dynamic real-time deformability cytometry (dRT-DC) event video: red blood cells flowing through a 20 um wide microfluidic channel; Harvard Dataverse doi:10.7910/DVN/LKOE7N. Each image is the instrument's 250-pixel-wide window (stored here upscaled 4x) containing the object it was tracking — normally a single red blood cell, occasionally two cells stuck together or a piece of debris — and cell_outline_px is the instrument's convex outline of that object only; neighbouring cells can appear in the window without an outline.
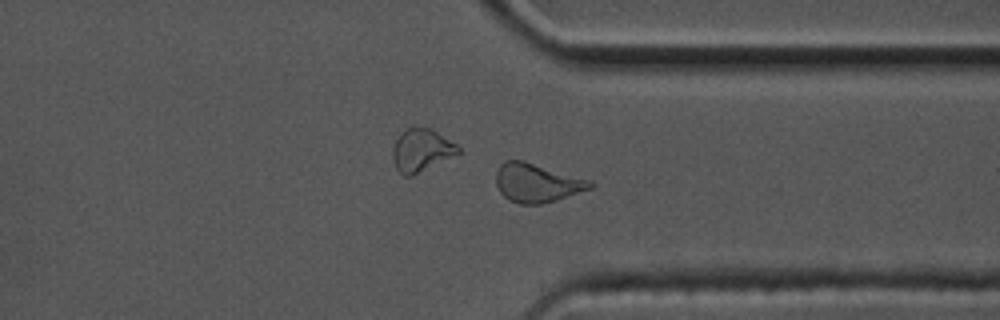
{"species": "common noctule bat (a hibernating species)", "species_latin": "Nyctalus noctula", "temperature_condition": "cold", "stored_images_in_passage": 48, "camera_frame_rate_fps": 3000, "um_per_image_px": 0.085, "animal": {"sex": "male", "body_mass_g": 17.5, "forearm_length_mm": 52.3}, "frame": {"image": 1, "passage_image": 35, "time_ms": 11.333, "image_size_px": [1000, 320], "cell_outline_px": [[596, 184], [592, 188], [556, 200], [540, 204], [520, 204], [508, 200], [500, 192], [496, 184], [496, 172], [500, 164], [504, 160], [524, 160], [592, 180]], "centroid_in_image_um": [45.65, 15.53], "position_along_channel_um": 365.7, "area_um2": 21.5}, "authors_computed_cell_mechanics": {"area_um2": 21.0681, "velocity_mm_per_s": 3.4659, "shape_relaxation_time_tau1_ms": null, "shape_relaxation_time_tau2_ms": 3.5898, "deformation_change_tau1": null, "deformation_change_tau2": 0.0735}}